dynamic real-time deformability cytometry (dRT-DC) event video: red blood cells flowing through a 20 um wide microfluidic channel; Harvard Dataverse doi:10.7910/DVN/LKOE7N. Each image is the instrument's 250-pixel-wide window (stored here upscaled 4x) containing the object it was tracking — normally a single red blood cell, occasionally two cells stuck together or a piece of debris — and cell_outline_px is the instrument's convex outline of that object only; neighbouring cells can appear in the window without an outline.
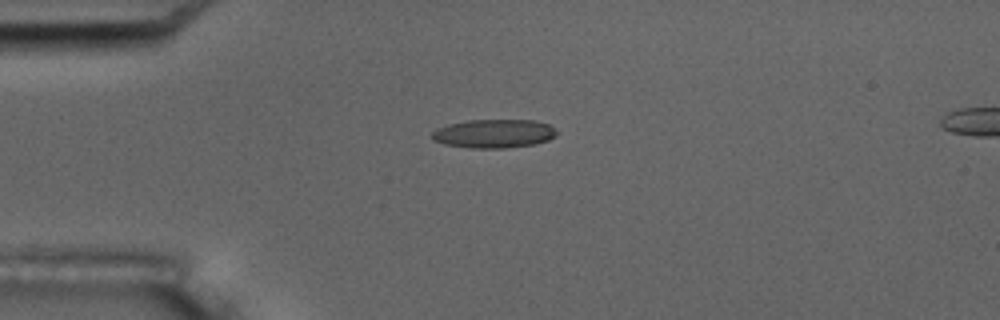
{"species": "common noctule bat (a hibernating species)", "species_latin": "Nyctalus noctula", "temperature_condition": "room temperature", "stored_images_in_passage": 8, "camera_frame_rate_fps": 3000, "um_per_image_px": 0.085, "animal": {"sex": "male", "body_mass_g": 17.5, "forearm_length_mm": 52.3}, "frame": {"image": 1, "passage_image": 5, "time_ms": 4.667, "image_size_px": [1000, 320], "cell_outline_px": [[556, 136], [548, 140], [536, 144], [504, 148], [472, 148], [444, 144], [432, 140], [428, 136], [436, 128], [448, 124], [468, 120], [536, 120], [548, 124], [556, 128]], "centroid_in_image_um": [41.96, 11.35], "position_along_channel_um": 43.0, "area_um2": 21.1}}